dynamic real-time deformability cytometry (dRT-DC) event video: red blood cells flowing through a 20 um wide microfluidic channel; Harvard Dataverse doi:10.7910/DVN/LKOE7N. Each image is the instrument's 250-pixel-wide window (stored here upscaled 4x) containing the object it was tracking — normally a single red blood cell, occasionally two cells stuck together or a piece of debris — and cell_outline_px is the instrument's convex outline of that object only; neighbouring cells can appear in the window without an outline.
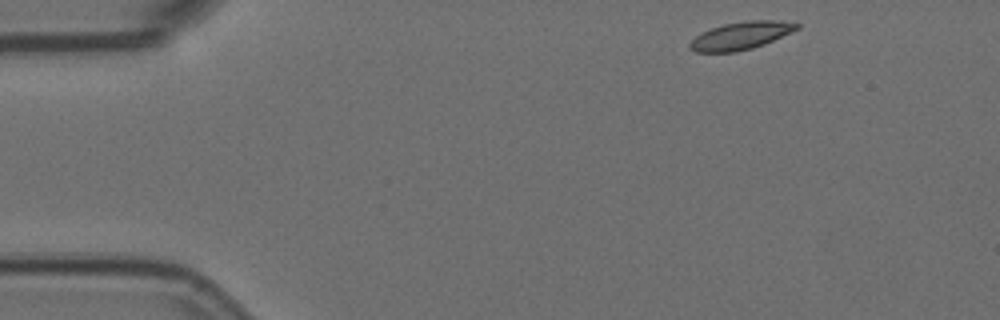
{"species": "Egyptian fruit bat (a non-hibernating species)", "species_latin": "Rousettus aegyptiacus", "temperature_condition": "room temperature", "stored_images_in_passage": 51, "camera_frame_rate_fps": 3000, "um_per_image_px": 0.085, "animal": {"sex": "female"}, "frame": {"image": 1, "passage_image": 1, "time_ms": 0.0, "image_size_px": [1000, 320], "cell_outline_px": [[800, 28], [764, 44], [752, 48], [736, 52], [696, 52], [688, 48], [688, 44], [696, 36], [712, 28], [724, 24], [748, 20], [780, 20], [800, 24]], "centroid_in_image_um": [62.98, 3.03], "position_along_channel_um": 22.0, "area_um2": 17.17}}
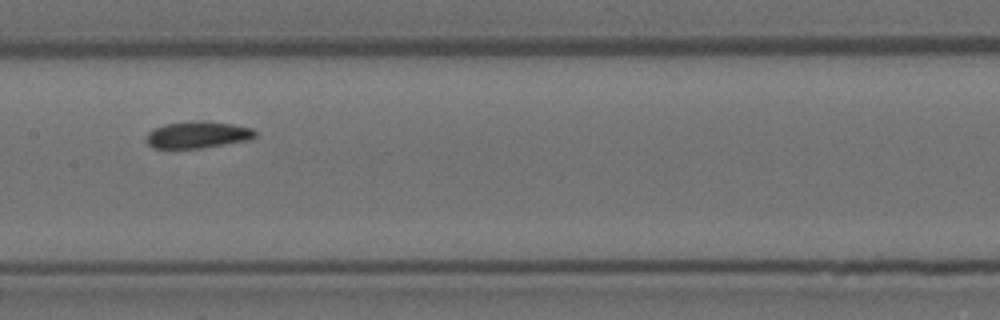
{"frame": {"image": 2, "passage_image": 22, "time_ms": 7.0, "image_size_px": [1000, 320], "cell_outline_px": [[256, 136], [248, 140], [200, 148], [152, 148], [144, 140], [148, 132], [164, 124], [196, 120], [232, 124], [252, 128], [256, 132]], "centroid_in_image_um": [16.76, 11.45], "position_along_channel_um": 190.6, "area_um2": 16.94}}
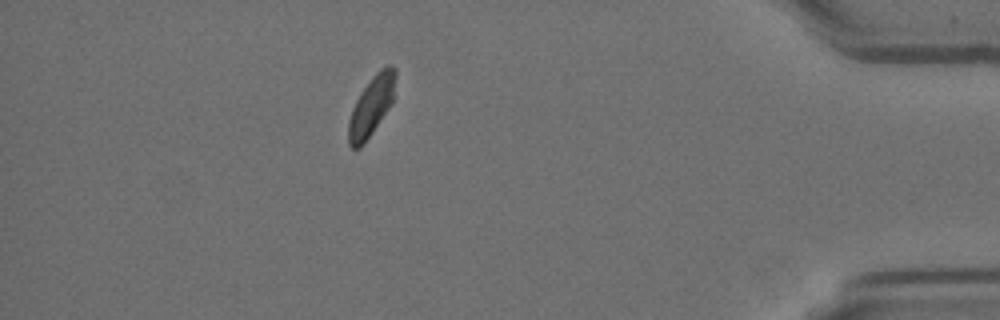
{"frame": {"image": 3, "passage_image": 44, "time_ms": 14.333, "image_size_px": [1000, 320], "cell_outline_px": [[396, 76], [392, 100], [388, 108], [364, 144], [360, 148], [352, 148], [348, 144], [348, 120], [352, 108], [360, 92], [372, 76], [380, 68], [388, 64], [392, 64], [396, 68]], "centroid_in_image_um": [31.55, 8.98], "position_along_channel_um": 403.7, "area_um2": 16.3}}